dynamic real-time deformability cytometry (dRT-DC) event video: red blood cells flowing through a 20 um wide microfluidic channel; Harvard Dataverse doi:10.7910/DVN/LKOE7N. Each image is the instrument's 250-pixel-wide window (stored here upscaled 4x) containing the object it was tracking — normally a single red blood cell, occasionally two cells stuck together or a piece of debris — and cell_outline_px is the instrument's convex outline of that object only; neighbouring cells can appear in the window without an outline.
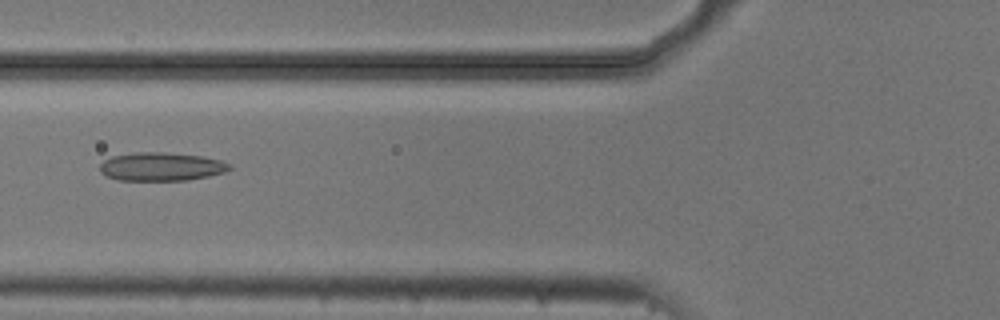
{"species": "common noctule bat (a hibernating species)", "species_latin": "Nyctalus noctula", "temperature_condition": "cold", "stored_images_in_passage": 5, "camera_frame_rate_fps": 3000, "um_per_image_px": 0.085, "animal": {"sex": "male", "body_mass_g": 20.5, "forearm_length_mm": 52.5}, "frame": {"image": 1, "passage_image": 5, "time_ms": 1.333, "image_size_px": [1000, 320], "cell_outline_px": [[232, 168], [224, 172], [208, 176], [188, 180], [120, 180], [108, 176], [100, 172], [100, 164], [104, 160], [112, 156], [132, 152], [164, 152], [204, 156], [220, 160], [232, 164]], "centroid_in_image_um": [13.73, 14.15], "position_along_channel_um": 112.1, "area_um2": 21.56}}